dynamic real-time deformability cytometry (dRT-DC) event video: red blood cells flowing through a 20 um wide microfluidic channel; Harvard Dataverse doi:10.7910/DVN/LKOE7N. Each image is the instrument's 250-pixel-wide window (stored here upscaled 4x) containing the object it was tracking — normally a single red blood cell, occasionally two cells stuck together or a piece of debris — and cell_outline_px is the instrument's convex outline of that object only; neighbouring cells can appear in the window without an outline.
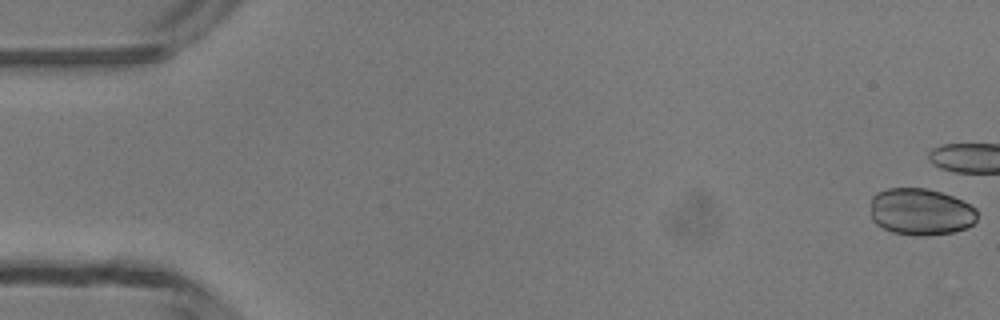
{"species": "common noctule bat (a hibernating species)", "species_latin": "Nyctalus noctula", "temperature_condition": "room temperature", "stored_images_in_passage": 19, "camera_frame_rate_fps": 3000, "um_per_image_px": 0.085, "animal": {"sex": "male", "body_mass_g": 13.3}, "frame": {"image": 1, "passage_image": 1, "time_ms": 0.0, "image_size_px": [1000, 320], "cell_outline_px": [[976, 220], [968, 228], [952, 232], [928, 236], [916, 236], [892, 232], [876, 224], [872, 220], [872, 196], [876, 192], [888, 188], [928, 188], [952, 196], [976, 208]], "centroid_in_image_um": [78.25, 18.01], "position_along_channel_um": 6.7, "area_um2": 29.19}}